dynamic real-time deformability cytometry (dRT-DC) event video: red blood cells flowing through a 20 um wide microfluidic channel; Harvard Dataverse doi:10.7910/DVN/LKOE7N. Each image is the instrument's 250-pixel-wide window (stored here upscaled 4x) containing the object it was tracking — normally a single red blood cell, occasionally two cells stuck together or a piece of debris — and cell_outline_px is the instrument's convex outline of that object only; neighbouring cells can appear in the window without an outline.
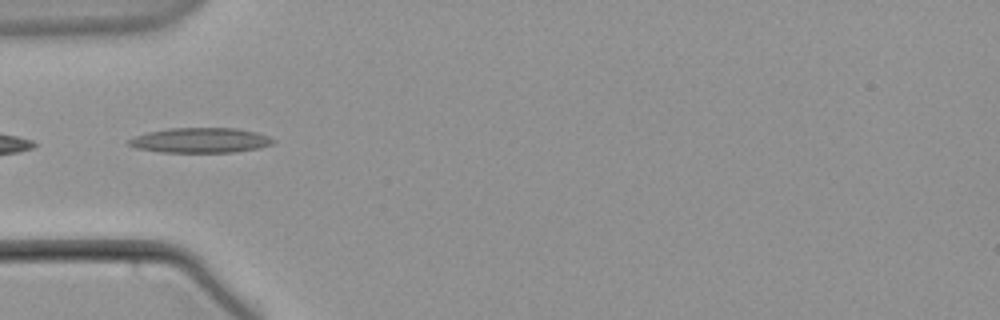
{"species": "common noctule bat (a hibernating species)", "species_latin": "Nyctalus noctula", "temperature_condition": "warm", "stored_images_in_passage": 4, "camera_frame_rate_fps": 3000, "um_per_image_px": 0.085, "animal": {"sex": "male", "body_mass_g": 21.5, "forearm_length_mm": 52.0}, "frame": {"image": 1, "passage_image": 1, "time_ms": 0.0, "image_size_px": [1000, 320], "cell_outline_px": [[276, 140], [272, 144], [260, 148], [236, 152], [160, 152], [136, 148], [128, 144], [124, 140], [148, 132], [168, 128], [236, 128], [256, 132], [268, 136]], "centroid_in_image_um": [17.03, 11.93], "position_along_channel_um": 68.0, "area_um2": 21.15}}